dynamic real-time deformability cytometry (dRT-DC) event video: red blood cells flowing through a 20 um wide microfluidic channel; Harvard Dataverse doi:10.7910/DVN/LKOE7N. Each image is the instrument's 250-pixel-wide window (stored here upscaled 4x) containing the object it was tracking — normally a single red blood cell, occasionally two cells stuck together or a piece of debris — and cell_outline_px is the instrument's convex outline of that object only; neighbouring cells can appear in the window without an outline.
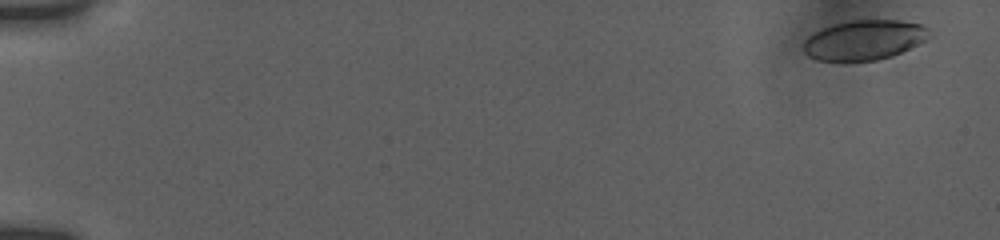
{"species": "human", "species_latin": "Homo sapiens", "temperature_condition": "room temperature", "stored_images_in_passage": 11, "camera_frame_rate_fps": 3000, "um_per_image_px": 0.085, "donor": {"sex": "female"}, "frame": {"image": 1, "passage_image": 2, "time_ms": 0.667, "image_size_px": [1000, 240], "cell_outline_px": [[932, 36], [928, 40], [892, 56], [876, 60], [844, 64], [840, 64], [816, 60], [808, 56], [804, 52], [804, 40], [808, 36], [824, 28], [848, 20], [900, 20], [920, 24], [928, 28]], "centroid_in_image_um": [73.45, 3.45], "position_along_channel_um": 11.5, "area_um2": 30.06}}
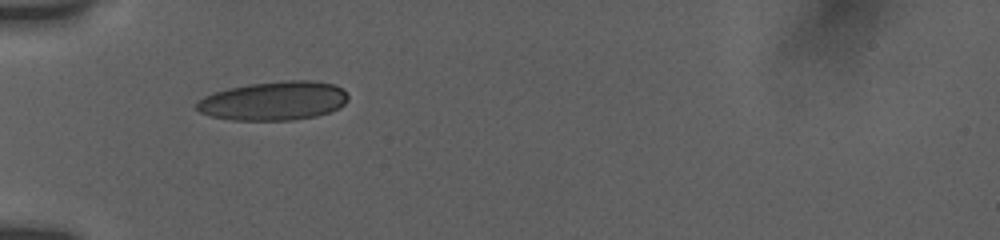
{"frame": {"image": 2, "passage_image": 10, "time_ms": 6.333, "image_size_px": [1000, 240], "cell_outline_px": [[348, 100], [340, 108], [316, 116], [292, 120], [232, 120], [212, 116], [200, 112], [196, 108], [196, 104], [204, 96], [228, 88], [248, 84], [288, 80], [312, 80], [336, 84], [344, 88], [348, 96]], "centroid_in_image_um": [23.32, 8.56], "position_along_channel_um": 61.7, "area_um2": 34.45}}